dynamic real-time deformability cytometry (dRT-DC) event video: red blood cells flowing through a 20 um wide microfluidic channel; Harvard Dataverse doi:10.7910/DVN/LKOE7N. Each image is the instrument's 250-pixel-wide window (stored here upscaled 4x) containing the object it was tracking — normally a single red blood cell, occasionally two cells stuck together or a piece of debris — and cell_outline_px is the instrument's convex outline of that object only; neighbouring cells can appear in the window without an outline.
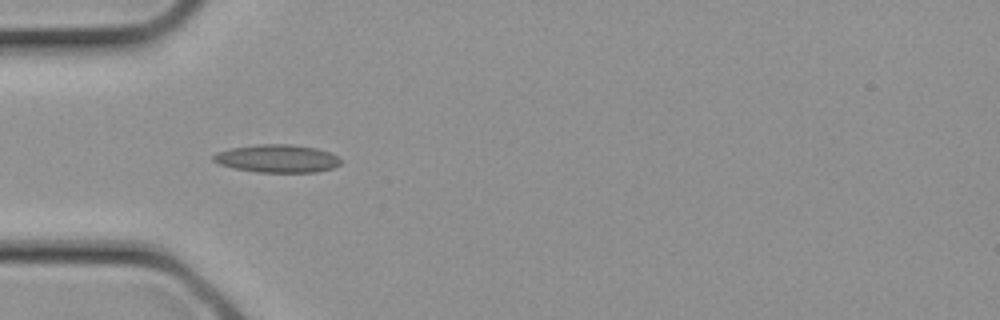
{"species": "common noctule bat (a hibernating species)", "species_latin": "Nyctalus noctula", "temperature_condition": "cold", "stored_images_in_passage": 13, "camera_frame_rate_fps": 3000, "um_per_image_px": 0.085, "animal": {"sex": "female", "body_mass_g": 21.9}, "frame": {"image": 1, "passage_image": 8, "time_ms": 2.333, "image_size_px": [1000, 320], "cell_outline_px": [[340, 164], [332, 168], [316, 172], [256, 172], [236, 168], [220, 164], [212, 160], [212, 156], [216, 152], [228, 148], [256, 144], [292, 144], [316, 148], [328, 152], [336, 156], [340, 160]], "centroid_in_image_um": [23.52, 13.46], "position_along_channel_um": 61.5, "area_um2": 20.69}}
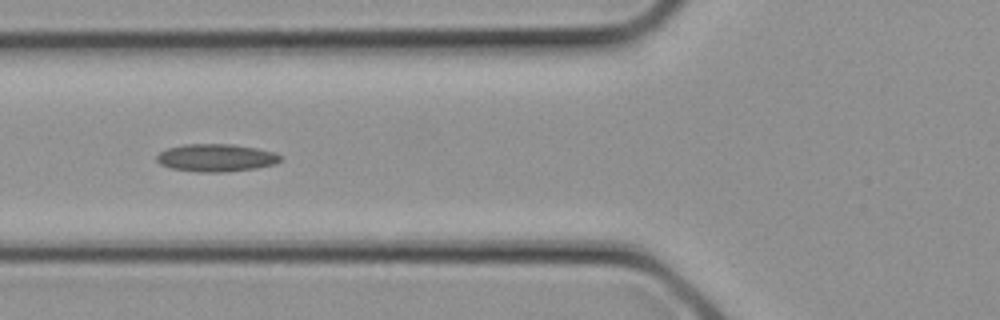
{"frame": {"image": 2, "passage_image": 10, "time_ms": 3.0, "image_size_px": [1000, 320], "cell_outline_px": [[280, 160], [272, 164], [256, 168], [224, 172], [200, 172], [172, 168], [160, 164], [156, 160], [156, 156], [160, 152], [168, 148], [184, 144], [232, 144], [256, 148], [276, 152], [280, 156]], "centroid_in_image_um": [18.35, 13.4], "position_along_channel_um": 107.5, "area_um2": 19.77}}
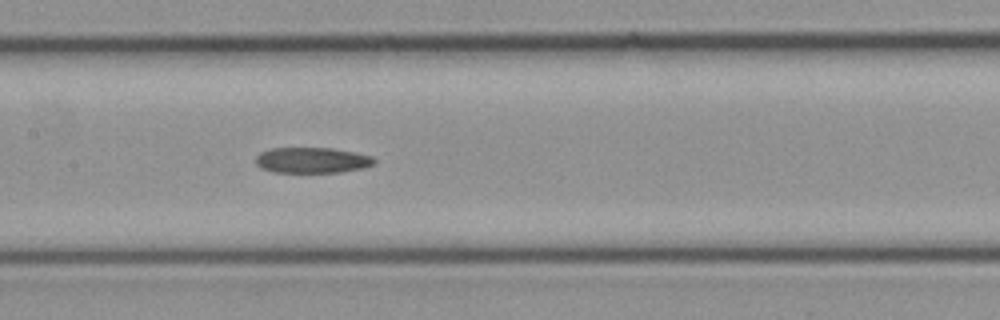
{"frame": {"image": 3, "passage_image": 13, "time_ms": 4.0, "image_size_px": [1000, 320], "cell_outline_px": [[376, 164], [364, 168], [340, 172], [272, 172], [260, 168], [256, 164], [256, 156], [260, 152], [272, 148], [332, 148], [356, 152], [372, 156], [376, 160]], "centroid_in_image_um": [26.55, 13.62], "position_along_channel_um": 180.9, "area_um2": 17.92}}